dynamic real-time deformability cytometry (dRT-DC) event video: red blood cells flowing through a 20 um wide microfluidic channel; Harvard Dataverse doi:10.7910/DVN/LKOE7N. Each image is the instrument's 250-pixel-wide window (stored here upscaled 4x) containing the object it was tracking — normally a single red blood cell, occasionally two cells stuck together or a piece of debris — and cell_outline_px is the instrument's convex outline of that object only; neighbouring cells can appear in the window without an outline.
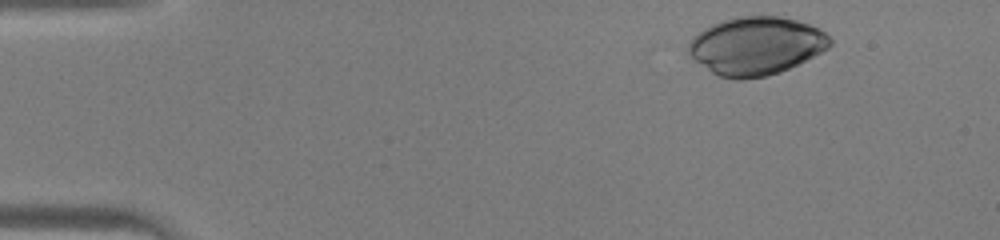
{"species": "human", "species_latin": "Homo sapiens", "temperature_condition": "warm", "stored_images_in_passage": 35, "camera_frame_rate_fps": 3000, "um_per_image_px": 0.085, "donor": {"sex": "male"}, "frame": {"image": 1, "passage_image": 2, "time_ms": 0.333, "image_size_px": [1000, 240], "cell_outline_px": [[832, 44], [828, 48], [780, 72], [768, 76], [740, 80], [736, 80], [720, 76], [712, 72], [692, 60], [688, 52], [688, 44], [692, 36], [704, 28], [712, 24], [724, 20], [740, 16], [780, 16], [796, 20], [820, 28], [832, 40]], "centroid_in_image_um": [64.23, 3.9], "position_along_channel_um": 20.8, "area_um2": 47.86}}
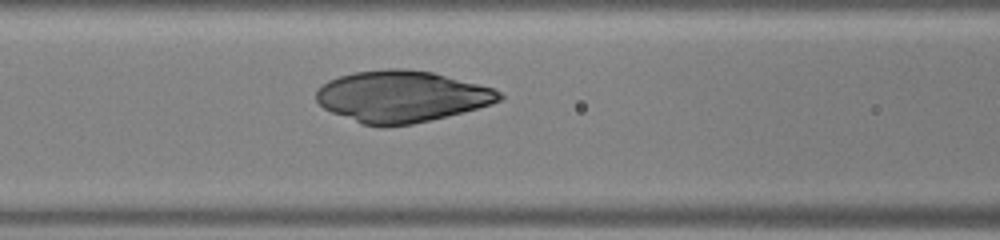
{"frame": {"image": 2, "passage_image": 16, "time_ms": 5.0, "image_size_px": [1000, 240], "cell_outline_px": [[504, 96], [500, 100], [492, 104], [464, 112], [412, 124], [388, 128], [380, 128], [360, 124], [332, 112], [324, 108], [316, 100], [316, 88], [328, 80], [340, 76], [356, 72], [384, 68], [404, 68], [432, 72], [492, 88], [500, 92]], "centroid_in_image_um": [34.1, 8.22], "position_along_channel_um": 132.5, "area_um2": 55.26}}
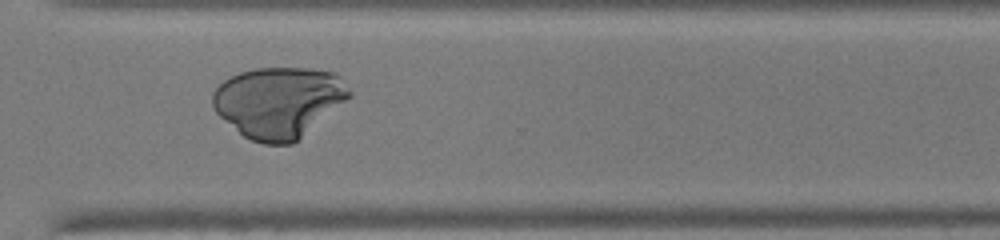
{"frame": {"image": 3, "passage_image": 30, "time_ms": 9.667, "image_size_px": [1000, 240], "cell_outline_px": [[352, 96], [292, 144], [264, 144], [252, 140], [244, 136], [220, 116], [216, 112], [212, 104], [212, 92], [224, 80], [240, 72], [256, 68], [312, 68], [336, 72], [352, 92]], "centroid_in_image_um": [23.7, 8.66], "position_along_channel_um": 346.9, "area_um2": 56.24}}